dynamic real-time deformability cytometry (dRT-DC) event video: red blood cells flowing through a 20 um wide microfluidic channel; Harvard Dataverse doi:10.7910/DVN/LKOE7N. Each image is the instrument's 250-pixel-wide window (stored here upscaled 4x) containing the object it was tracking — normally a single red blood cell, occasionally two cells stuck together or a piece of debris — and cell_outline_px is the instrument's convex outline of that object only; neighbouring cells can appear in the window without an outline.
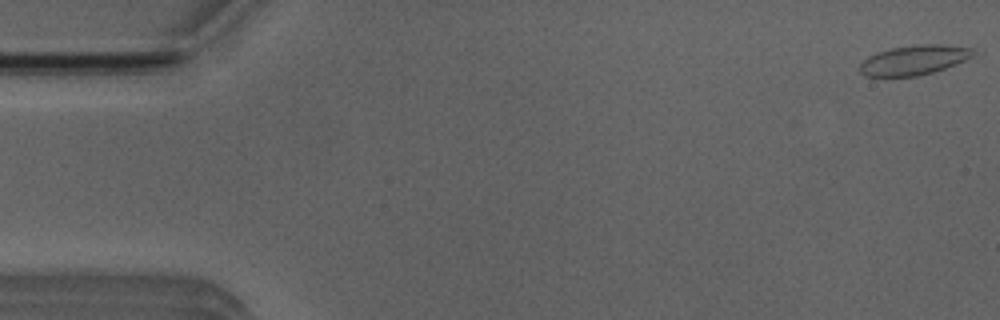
{"species": "Egyptian fruit bat (a non-hibernating species)", "species_latin": "Rousettus aegyptiacus", "temperature_condition": "room temperature", "stored_images_in_passage": 4, "camera_frame_rate_fps": 3000, "um_per_image_px": 0.085, "animal": {"sex": "male"}, "frame": {"image": 1, "passage_image": 1, "time_ms": 0.0, "image_size_px": [1000, 320], "cell_outline_px": [[976, 52], [972, 56], [956, 64], [932, 72], [916, 76], [864, 76], [860, 72], [860, 64], [868, 56], [892, 48], [920, 44], [940, 44], [976, 48]], "centroid_in_image_um": [77.72, 5.1], "position_along_channel_um": 7.3, "area_um2": 19.42}}
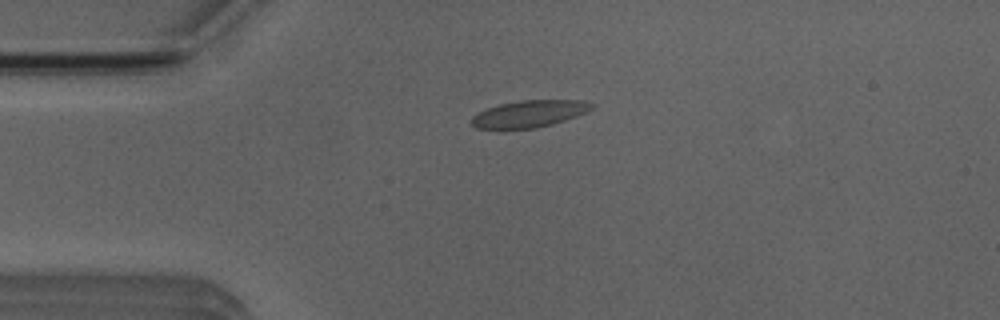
{"frame": {"image": 2, "passage_image": 4, "time_ms": 3.667, "image_size_px": [1000, 320], "cell_outline_px": [[596, 104], [588, 112], [552, 124], [536, 128], [476, 128], [472, 124], [472, 116], [476, 112], [500, 104], [520, 100], [584, 100]], "centroid_in_image_um": [45.02, 9.65], "position_along_channel_um": 40.0, "area_um2": 18.79}}